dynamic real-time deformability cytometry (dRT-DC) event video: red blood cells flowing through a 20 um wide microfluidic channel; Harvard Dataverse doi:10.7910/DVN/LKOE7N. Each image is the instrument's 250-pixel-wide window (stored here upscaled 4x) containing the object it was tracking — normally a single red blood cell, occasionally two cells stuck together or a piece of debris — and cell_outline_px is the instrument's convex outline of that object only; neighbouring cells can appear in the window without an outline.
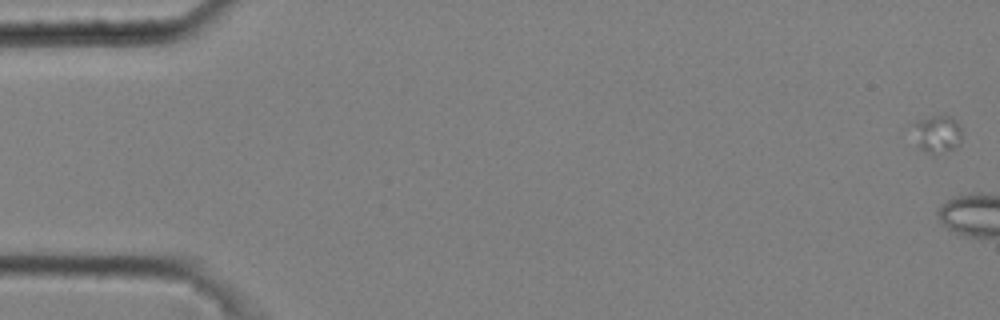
{"species": "common noctule bat (a hibernating species)", "species_latin": "Nyctalus noctula", "temperature_condition": "cold", "stored_images_in_passage": 6, "camera_frame_rate_fps": 3000, "um_per_image_px": 0.085, "animal": {"sex": "male", "body_mass_g": 20.4}, "frame": {"image": 1, "passage_image": 1, "time_ms": 0.0, "image_size_px": [1000, 320], "cell_outline_px": [[960, 144], [952, 148], [932, 152], [928, 152], [920, 148], [912, 124], [916, 120], [932, 116], [952, 116], [956, 120], [960, 128]], "centroid_in_image_um": [79.66, 11.31], "position_along_channel_um": 5.3, "area_um2": 10.12}}